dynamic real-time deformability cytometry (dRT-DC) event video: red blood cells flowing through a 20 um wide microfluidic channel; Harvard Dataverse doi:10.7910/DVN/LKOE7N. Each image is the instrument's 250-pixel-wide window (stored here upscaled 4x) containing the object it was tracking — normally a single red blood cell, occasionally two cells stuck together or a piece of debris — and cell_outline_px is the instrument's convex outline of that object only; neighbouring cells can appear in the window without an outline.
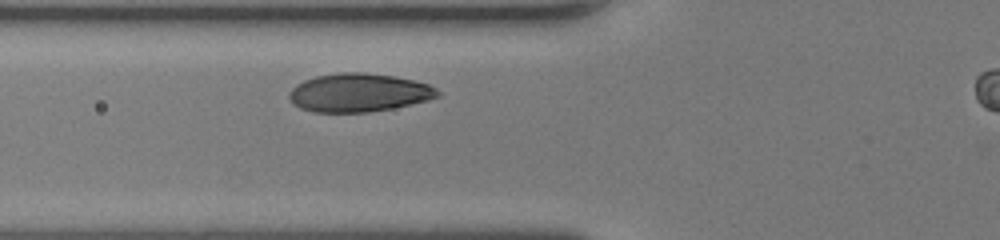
{"species": "human", "species_latin": "Homo sapiens", "temperature_condition": "room temperature", "stored_images_in_passage": 30, "camera_frame_rate_fps": 3000, "um_per_image_px": 0.085, "donor": {"sex": "female"}, "frame": {"image": 1, "passage_image": 8, "time_ms": 2.333, "image_size_px": [1000, 240], "cell_outline_px": [[428, 96], [420, 100], [380, 108], [348, 112], [328, 112], [312, 108], [304, 84], [312, 80], [328, 76], [380, 76], [404, 80], [424, 84], [428, 88]], "centroid_in_image_um": [30.75, 7.89], "position_along_channel_um": 95.1, "area_um2": 25.43}}
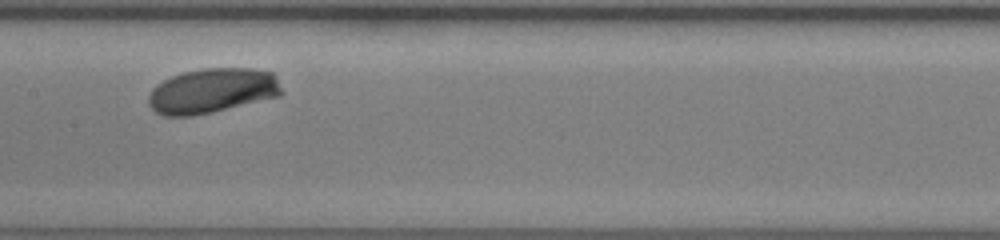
{"frame": {"image": 2, "passage_image": 15, "time_ms": 4.667, "image_size_px": [1000, 240], "cell_outline_px": [[276, 92], [216, 108], [196, 112], [164, 112], [156, 104], [240, 72], [268, 76], [272, 80]], "centroid_in_image_um": [18.76, 7.95], "position_along_channel_um": 188.6, "area_um2": 18.26}}
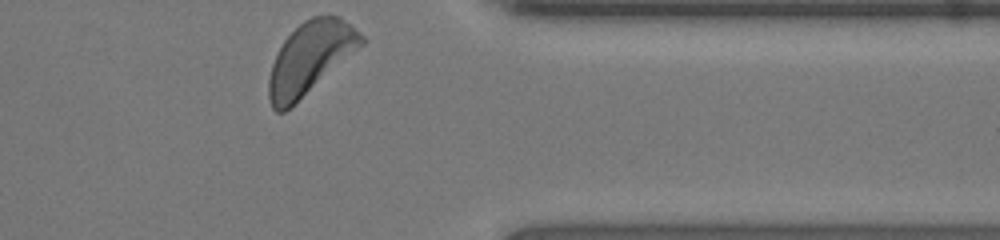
{"frame": {"image": 3, "passage_image": 30, "time_ms": 9.667, "image_size_px": [1000, 240], "cell_outline_px": [[336, 44], [312, 80], [300, 96], [288, 108], [276, 108], [272, 100], [272, 72], [276, 60], [284, 44], [296, 32], [336, 40]], "centroid_in_image_um": [25.34, 5.67], "position_along_channel_um": 386.1, "area_um2": 20.98}}